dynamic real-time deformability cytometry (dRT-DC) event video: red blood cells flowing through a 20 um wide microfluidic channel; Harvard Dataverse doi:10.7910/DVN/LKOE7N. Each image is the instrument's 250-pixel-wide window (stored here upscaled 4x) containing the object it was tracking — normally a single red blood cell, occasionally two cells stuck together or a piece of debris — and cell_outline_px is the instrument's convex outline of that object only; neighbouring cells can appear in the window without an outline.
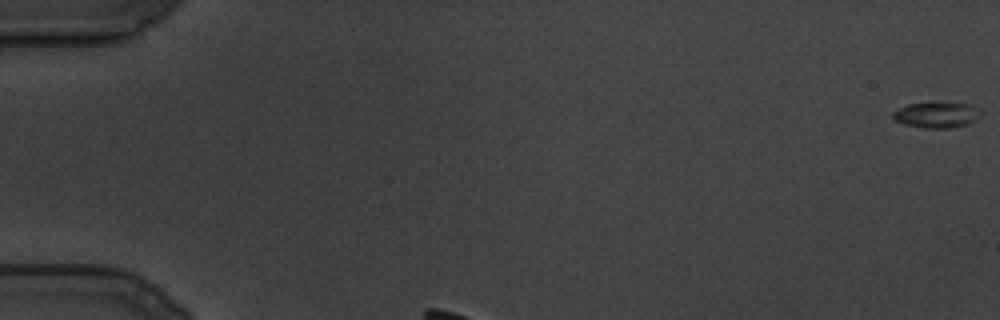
{"species": "common noctule bat (a hibernating species)", "species_latin": "Nyctalus noctula", "temperature_condition": "cold", "stored_images_in_passage": 82, "camera_frame_rate_fps": 3000, "um_per_image_px": 0.085, "animal": {"sex": "male", "body_mass_g": 19.5, "forearm_length_mm": 54.6}, "frame": {"image": 1, "passage_image": 1, "time_ms": 0.0, "image_size_px": [1000, 320], "cell_outline_px": [[972, 120], [968, 124], [948, 128], [924, 128], [904, 124], [892, 120], [892, 112], [896, 108], [908, 104], [968, 104], [972, 108]], "centroid_in_image_um": [79.35, 9.8], "position_along_channel_um": 5.6, "area_um2": 12.2}}
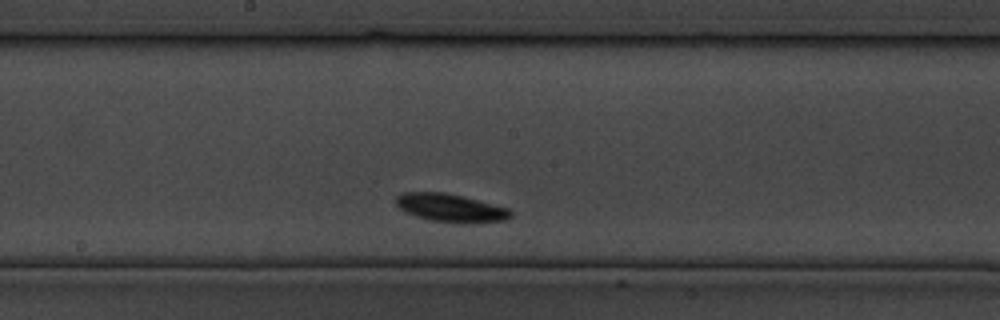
{"frame": {"image": 2, "passage_image": 42, "time_ms": 13.667, "image_size_px": [1000, 320], "cell_outline_px": [[512, 216], [504, 220], [472, 224], [460, 224], [432, 220], [416, 216], [404, 212], [396, 204], [396, 196], [404, 192], [444, 192], [464, 196], [508, 208], [512, 212]], "centroid_in_image_um": [38.32, 17.68], "position_along_channel_um": 209.9, "area_um2": 19.02}}
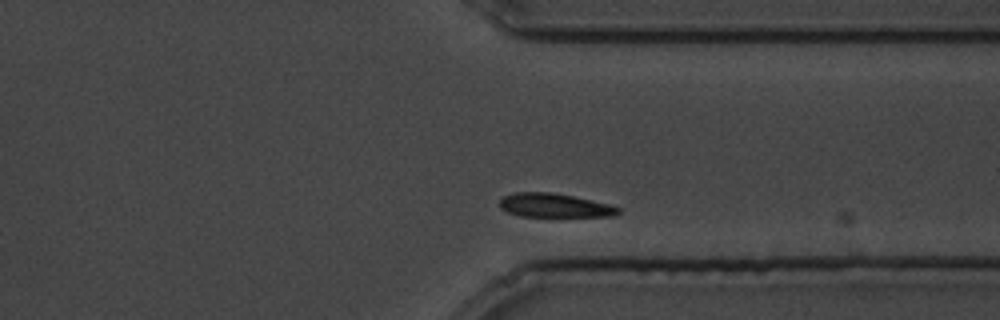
{"frame": {"image": 3, "passage_image": 73, "time_ms": 24.0, "image_size_px": [1000, 320], "cell_outline_px": [[620, 212], [612, 216], [520, 216], [508, 212], [500, 208], [500, 200], [504, 196], [512, 192], [552, 192], [572, 196], [608, 204], [620, 208]], "centroid_in_image_um": [47.09, 17.45], "position_along_channel_um": 364.3, "area_um2": 16.3}}